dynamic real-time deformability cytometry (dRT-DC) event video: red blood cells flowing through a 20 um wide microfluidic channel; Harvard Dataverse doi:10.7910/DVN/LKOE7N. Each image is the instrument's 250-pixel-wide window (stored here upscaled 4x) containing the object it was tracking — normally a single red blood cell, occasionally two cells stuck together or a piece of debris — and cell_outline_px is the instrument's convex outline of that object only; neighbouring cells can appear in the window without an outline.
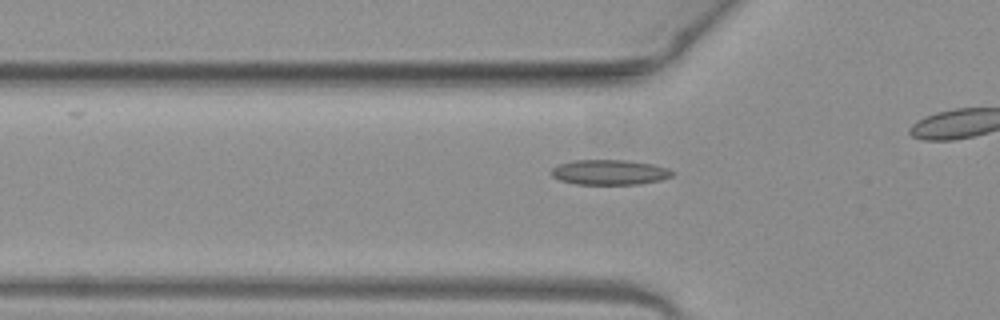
{"species": "common noctule bat (a hibernating species)", "species_latin": "Nyctalus noctula", "temperature_condition": "warm", "stored_images_in_passage": 41, "camera_frame_rate_fps": 3000, "um_per_image_px": 0.085, "animal": {"sex": "female", "body_mass_g": 19.3, "forearm_length_mm": 54.1}, "frame": {"image": 1, "passage_image": 17, "time_ms": 5.333, "image_size_px": [1000, 320], "cell_outline_px": [[676, 172], [672, 176], [660, 180], [640, 184], [576, 184], [560, 180], [552, 176], [548, 172], [552, 168], [560, 164], [572, 160], [628, 160], [652, 164], [668, 168]], "centroid_in_image_um": [51.81, 14.64], "position_along_channel_um": 74.0, "area_um2": 17.8}}
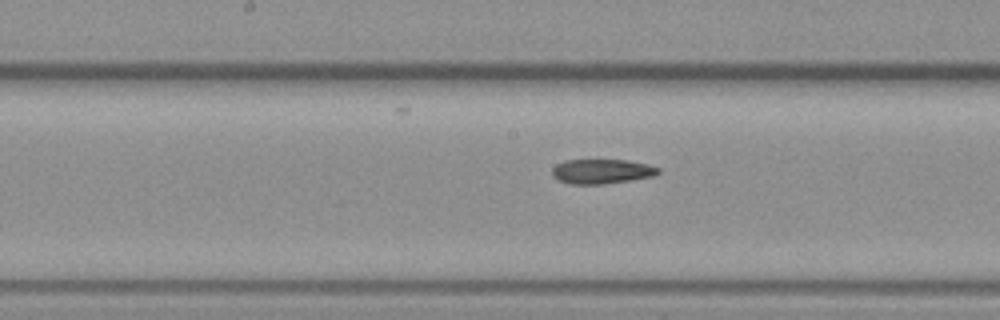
{"frame": {"image": 2, "passage_image": 26, "time_ms": 8.333, "image_size_px": [1000, 320], "cell_outline_px": [[660, 172], [652, 176], [628, 180], [600, 184], [572, 184], [560, 180], [552, 176], [552, 168], [556, 164], [564, 160], [628, 160], [648, 164], [660, 168]], "centroid_in_image_um": [51.13, 14.55], "position_along_channel_um": 197.1, "area_um2": 15.09}}
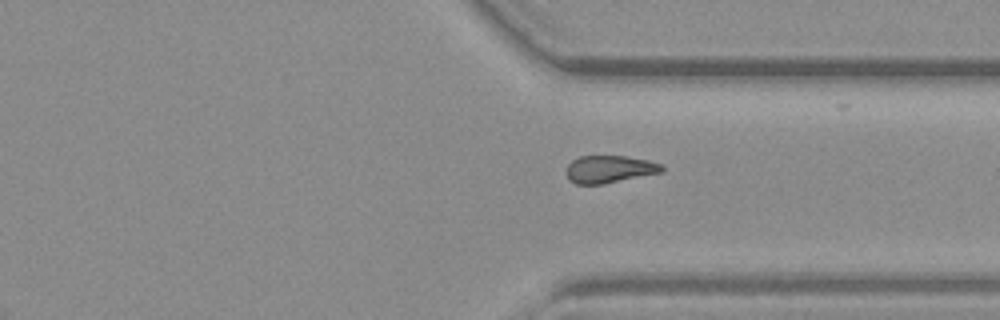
{"frame": {"image": 3, "passage_image": 38, "time_ms": 12.333, "image_size_px": [1000, 320], "cell_outline_px": [[664, 172], [604, 184], [576, 184], [568, 180], [564, 172], [568, 164], [572, 160], [580, 156], [624, 156], [648, 160], [664, 164]], "centroid_in_image_um": [51.8, 14.39], "position_along_channel_um": 359.6, "area_um2": 15.61}}